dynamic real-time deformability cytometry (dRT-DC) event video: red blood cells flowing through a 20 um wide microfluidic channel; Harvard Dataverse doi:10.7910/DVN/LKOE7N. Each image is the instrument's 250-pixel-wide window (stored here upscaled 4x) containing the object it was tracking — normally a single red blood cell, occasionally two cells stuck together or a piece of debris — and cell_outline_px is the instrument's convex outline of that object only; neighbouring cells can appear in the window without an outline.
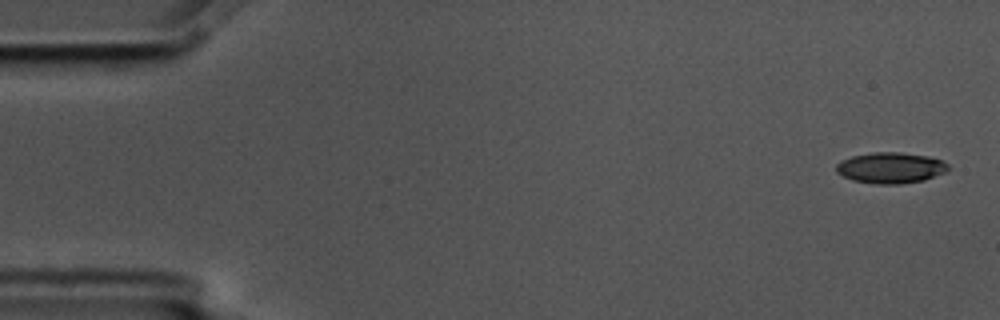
{"species": "common noctule bat (a hibernating species)", "species_latin": "Nyctalus noctula", "temperature_condition": "cold", "stored_images_in_passage": 5, "camera_frame_rate_fps": 3000, "um_per_image_px": 0.085, "animal": {"sex": "male", "body_mass_g": 17.5, "forearm_length_mm": 52.3}, "frame": {"image": 1, "passage_image": 1, "time_ms": 0.0, "image_size_px": [1000, 320], "cell_outline_px": [[948, 168], [944, 172], [924, 180], [900, 184], [876, 184], [852, 180], [836, 172], [836, 164], [840, 160], [852, 156], [872, 152], [900, 152], [928, 156], [940, 160], [948, 164]], "centroid_in_image_um": [75.66, 14.26], "position_along_channel_um": 9.3, "area_um2": 20.11}}
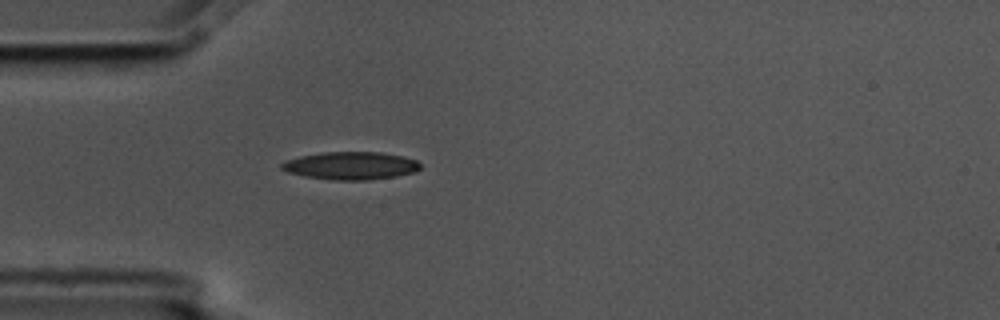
{"frame": {"image": 2, "passage_image": 5, "time_ms": 1.333, "image_size_px": [1000, 320], "cell_outline_px": [[420, 168], [416, 172], [396, 176], [368, 180], [336, 180], [304, 176], [288, 172], [280, 168], [280, 164], [284, 160], [300, 156], [324, 152], [380, 152], [400, 156], [416, 160], [420, 164]], "centroid_in_image_um": [29.79, 14.08], "position_along_channel_um": 55.2, "area_um2": 22.43}}